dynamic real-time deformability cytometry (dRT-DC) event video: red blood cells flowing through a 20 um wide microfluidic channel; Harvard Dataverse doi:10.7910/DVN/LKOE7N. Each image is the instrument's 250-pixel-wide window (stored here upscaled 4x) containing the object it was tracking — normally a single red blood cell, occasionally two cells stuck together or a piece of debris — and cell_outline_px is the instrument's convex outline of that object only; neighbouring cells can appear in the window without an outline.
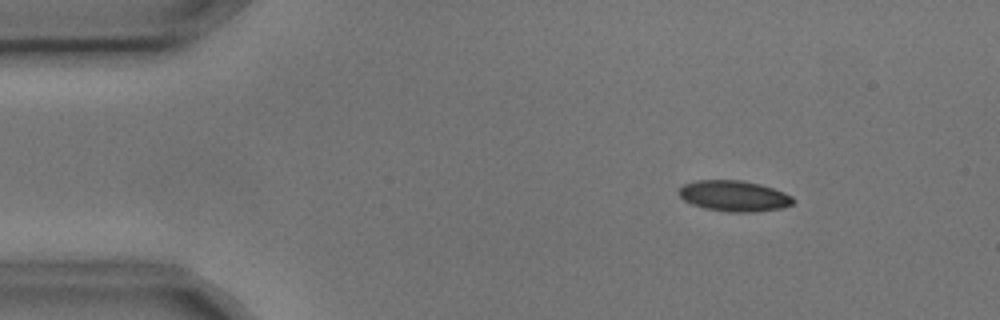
{"species": "common noctule bat (a hibernating species)", "species_latin": "Nyctalus noctula", "temperature_condition": "cold", "stored_images_in_passage": 5, "segment_of_instrument_passage": [1, 2], "camera_frame_rate_fps": 3000, "um_per_image_px": 0.085, "animal": {"sex": "male", "body_mass_g": 17.9, "forearm_length_mm": 54.2}, "frame": {"image": 1, "passage_image": 2, "time_ms": 0.333, "image_size_px": [1000, 320], "cell_outline_px": [[796, 200], [792, 204], [780, 208], [752, 212], [728, 212], [704, 208], [692, 204], [684, 200], [680, 196], [680, 188], [684, 184], [696, 180], [740, 180], [760, 184], [784, 192], [792, 196]], "centroid_in_image_um": [62.4, 16.65], "position_along_channel_um": 22.6, "area_um2": 20.4}}